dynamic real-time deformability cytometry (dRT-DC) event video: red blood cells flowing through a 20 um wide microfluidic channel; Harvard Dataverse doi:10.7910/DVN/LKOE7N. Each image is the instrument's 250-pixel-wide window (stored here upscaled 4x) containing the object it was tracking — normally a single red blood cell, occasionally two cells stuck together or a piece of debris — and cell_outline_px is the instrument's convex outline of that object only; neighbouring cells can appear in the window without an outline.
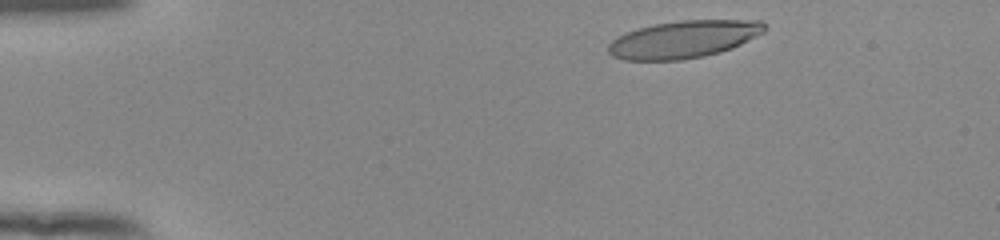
{"species": "human", "species_latin": "Homo sapiens", "temperature_condition": "room temperature", "stored_images_in_passage": 47, "camera_frame_rate_fps": 3000, "um_per_image_px": 0.085, "donor": {"sex": "female"}, "frame": {"image": 1, "passage_image": 3, "time_ms": 0.667, "image_size_px": [1000, 240], "cell_outline_px": [[768, 28], [764, 32], [732, 48], [720, 52], [704, 56], [680, 60], [624, 60], [612, 56], [608, 52], [608, 44], [616, 36], [640, 28], [656, 24], [680, 20], [764, 20], [768, 24]], "centroid_in_image_um": [58.15, 3.34], "position_along_channel_um": 26.9, "area_um2": 34.16}}
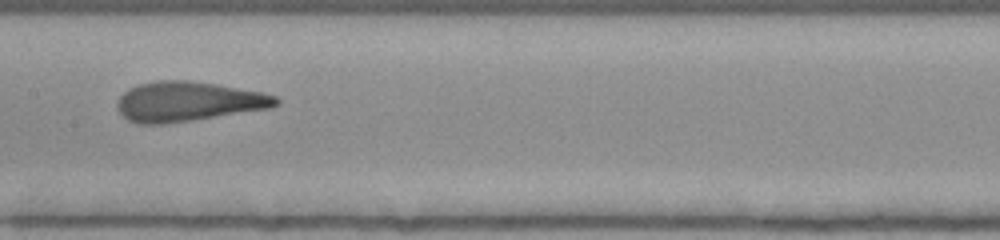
{"frame": {"image": 2, "passage_image": 22, "time_ms": 7.0, "image_size_px": [1000, 240], "cell_outline_px": [[280, 104], [272, 108], [168, 124], [136, 124], [128, 120], [116, 108], [116, 104], [120, 96], [128, 88], [140, 84], [160, 80], [184, 80], [216, 84], [264, 92], [276, 96], [280, 100]], "centroid_in_image_um": [16.01, 8.64], "position_along_channel_um": 191.4, "area_um2": 37.05}}
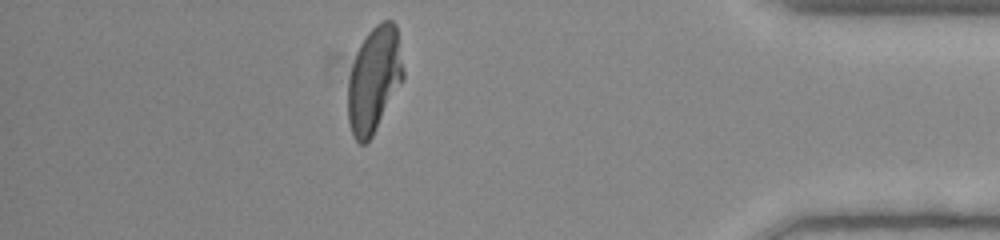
{"frame": {"image": 3, "passage_image": 41, "time_ms": 13.333, "image_size_px": [1000, 240], "cell_outline_px": [[404, 80], [372, 136], [364, 144], [360, 144], [352, 136], [348, 120], [348, 80], [352, 64], [356, 52], [360, 44], [368, 32], [380, 20], [392, 20], [396, 24], [404, 72]], "centroid_in_image_um": [31.8, 6.75], "position_along_channel_um": 403.4, "area_um2": 34.28}, "authors_computed_cell_mechanics": {"area_um2": 35.4892, "velocity_mm_per_s": 3.9168, "shape_relaxation_time_tau1_ms": 4.4256, "shape_relaxation_time_tau2_ms": 0.8348, "deformation_change_tau1": 0.2066, "deformation_change_tau2": 0.0984}}